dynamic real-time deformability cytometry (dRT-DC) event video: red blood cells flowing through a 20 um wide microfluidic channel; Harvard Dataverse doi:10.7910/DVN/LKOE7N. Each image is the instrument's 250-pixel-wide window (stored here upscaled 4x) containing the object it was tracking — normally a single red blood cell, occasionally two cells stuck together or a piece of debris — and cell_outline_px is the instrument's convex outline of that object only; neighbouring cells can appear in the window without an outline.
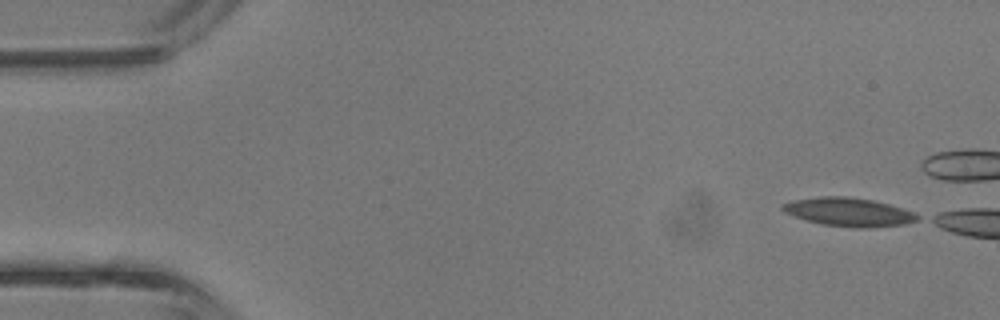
{"species": "common noctule bat (a hibernating species)", "species_latin": "Nyctalus noctula", "temperature_condition": "room temperature", "stored_images_in_passage": 4, "camera_frame_rate_fps": 3000, "um_per_image_px": 0.085, "animal": {"sex": "male", "body_mass_g": 13.3}, "frame": {"image": 1, "passage_image": 1, "time_ms": 0.0, "image_size_px": [1000, 320], "cell_outline_px": [[920, 216], [916, 220], [900, 224], [824, 224], [808, 220], [784, 212], [780, 208], [780, 204], [796, 200], [828, 196], [844, 196], [872, 200], [888, 204], [912, 212]], "centroid_in_image_um": [72.04, 17.95], "position_along_channel_um": 13.0, "area_um2": 20.52}}